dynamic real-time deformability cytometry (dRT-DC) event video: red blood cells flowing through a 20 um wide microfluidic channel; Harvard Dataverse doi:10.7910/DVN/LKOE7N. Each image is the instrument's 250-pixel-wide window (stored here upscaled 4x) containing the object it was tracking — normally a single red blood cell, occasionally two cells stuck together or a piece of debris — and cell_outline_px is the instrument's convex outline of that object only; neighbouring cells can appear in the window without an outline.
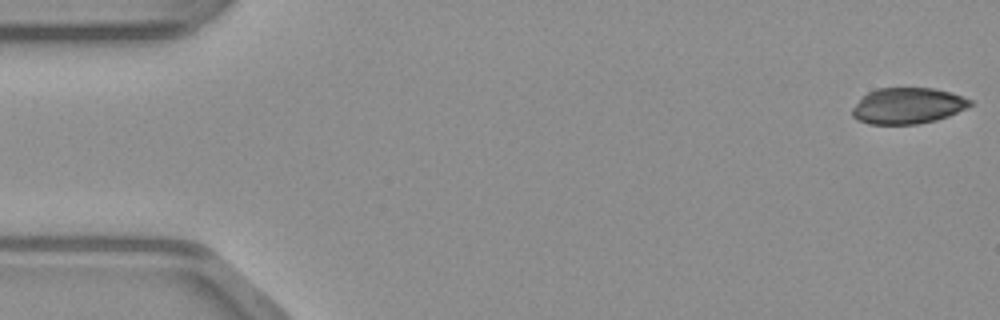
{"species": "common noctule bat (a hibernating species)", "species_latin": "Nyctalus noctula", "temperature_condition": "warm", "stored_images_in_passage": 48, "camera_frame_rate_fps": 3000, "um_per_image_px": 0.085, "animal": {"sex": "male", "body_mass_g": 23.1, "forearm_length_mm": 52.7}, "frame": {"image": 1, "passage_image": 1, "time_ms": 0.0, "image_size_px": [1000, 320], "cell_outline_px": [[972, 104], [968, 108], [948, 116], [936, 120], [916, 124], [868, 124], [856, 120], [852, 116], [852, 108], [860, 96], [876, 88], [932, 88], [952, 92], [972, 100]], "centroid_in_image_um": [77.13, 8.99], "position_along_channel_um": 7.9, "area_um2": 25.09}}
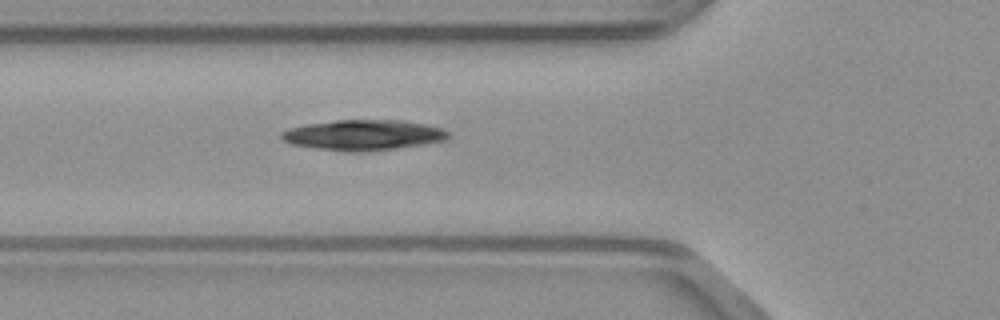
{"frame": {"image": 2, "passage_image": 17, "time_ms": 5.333, "image_size_px": [1000, 320], "cell_outline_px": [[448, 136], [444, 140], [424, 144], [368, 152], [348, 152], [312, 148], [292, 144], [280, 140], [280, 132], [288, 128], [308, 124], [336, 120], [404, 120], [424, 124], [440, 128], [448, 132]], "centroid_in_image_um": [30.81, 11.48], "position_along_channel_um": 95.0, "area_um2": 29.71}}
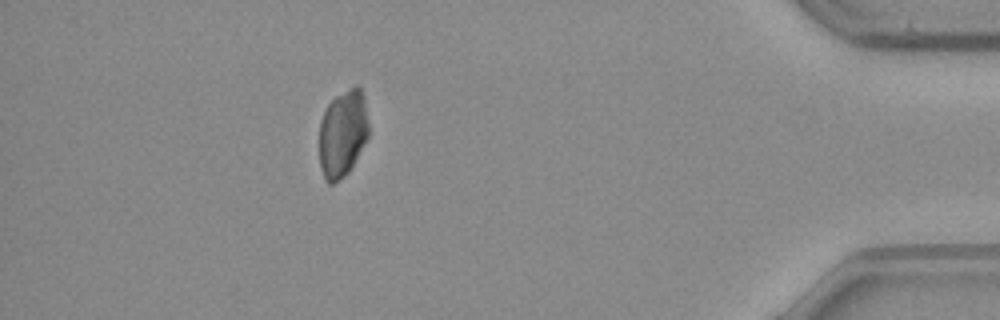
{"frame": {"image": 3, "passage_image": 43, "time_ms": 14.0, "image_size_px": [1000, 320], "cell_outline_px": [[368, 136], [352, 168], [344, 176], [332, 184], [328, 184], [324, 180], [320, 168], [320, 120], [328, 104], [336, 96], [356, 84], [360, 88], [364, 96], [368, 120]], "centroid_in_image_um": [29.13, 11.36], "position_along_channel_um": 406.1, "area_um2": 25.2}}